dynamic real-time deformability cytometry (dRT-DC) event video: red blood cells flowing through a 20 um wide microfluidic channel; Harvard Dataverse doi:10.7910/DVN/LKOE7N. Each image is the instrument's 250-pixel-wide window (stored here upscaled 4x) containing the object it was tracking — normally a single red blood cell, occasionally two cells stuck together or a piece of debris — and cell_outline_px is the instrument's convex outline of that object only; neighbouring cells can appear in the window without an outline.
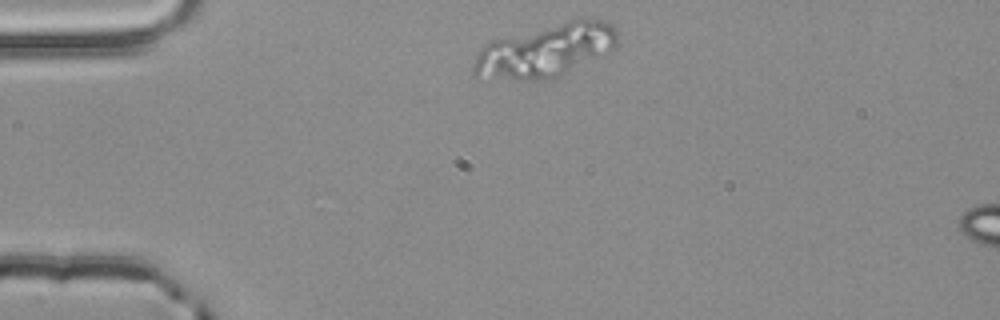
{"species": "common noctule bat (a hibernating species)", "species_latin": "Nyctalus noctula", "temperature_condition": "room temperature", "stored_images_in_passage": 6, "segment_of_instrument_passage": [1, 2], "camera_frame_rate_fps": 3000, "um_per_image_px": 0.085, "animal": {"sex": "male", "body_mass_g": 20.4}, "frame": {"image": 1, "passage_image": 1, "time_ms": 0.0, "image_size_px": [1000, 320], "cell_outline_px": [[616, 48], [604, 56], [556, 80], [476, 80], [472, 76], [472, 68], [476, 56], [480, 48], [484, 44], [492, 40], [568, 20], [604, 20], [612, 24], [616, 32]], "centroid_in_image_um": [46.33, 4.37], "position_along_channel_um": 38.7, "area_um2": 45.78}}